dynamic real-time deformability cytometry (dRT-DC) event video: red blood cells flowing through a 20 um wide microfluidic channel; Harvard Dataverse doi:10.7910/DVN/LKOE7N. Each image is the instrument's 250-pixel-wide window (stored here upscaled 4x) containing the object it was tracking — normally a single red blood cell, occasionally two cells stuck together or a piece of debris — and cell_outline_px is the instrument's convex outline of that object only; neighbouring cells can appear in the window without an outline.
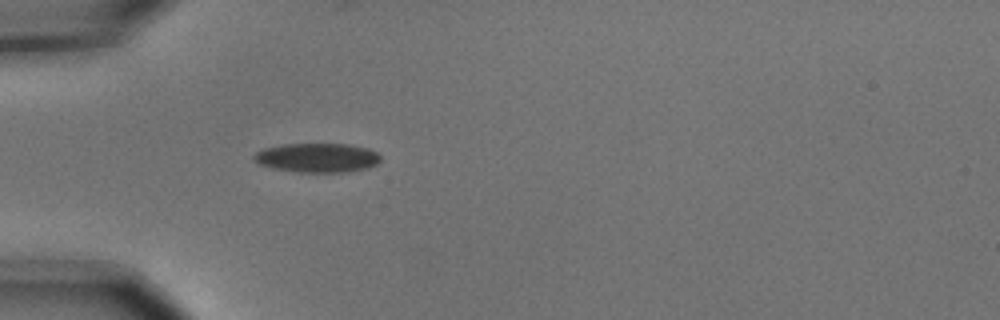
{"species": "common noctule bat (a hibernating species)", "species_latin": "Nyctalus noctula", "temperature_condition": "cold", "stored_images_in_passage": 1, "camera_frame_rate_fps": 3000, "um_per_image_px": 0.085, "animal": {"sex": "male", "body_mass_g": 15.6}, "frame": {"image": 1, "passage_image": 1, "time_ms": 0.0, "image_size_px": [1000, 320], "cell_outline_px": [[380, 160], [376, 164], [368, 168], [348, 172], [296, 172], [272, 168], [260, 164], [252, 156], [256, 152], [264, 148], [284, 144], [348, 144], [368, 148], [376, 152], [380, 156]], "centroid_in_image_um": [26.98, 13.41], "position_along_channel_um": 58.0, "area_um2": 21.56}}